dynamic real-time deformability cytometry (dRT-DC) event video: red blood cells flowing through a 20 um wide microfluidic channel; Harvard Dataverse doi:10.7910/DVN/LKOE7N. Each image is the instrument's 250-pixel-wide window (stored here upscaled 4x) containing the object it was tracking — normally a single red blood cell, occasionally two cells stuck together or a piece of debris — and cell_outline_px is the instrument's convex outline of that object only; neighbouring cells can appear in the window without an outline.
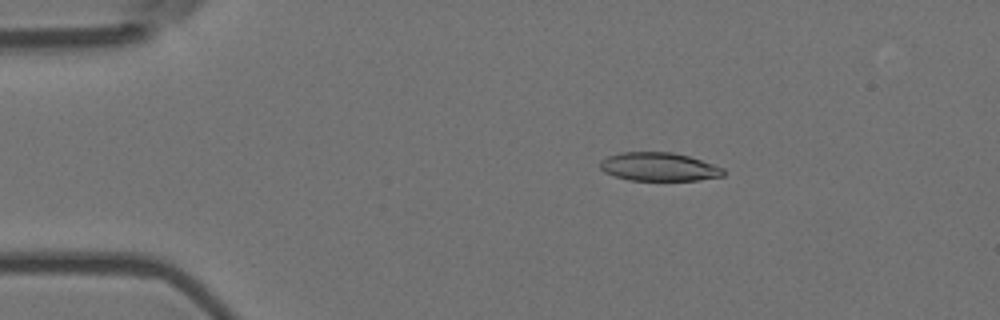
{"species": "Egyptian fruit bat (a non-hibernating species)", "species_latin": "Rousettus aegyptiacus", "temperature_condition": "room temperature", "stored_images_in_passage": 46, "camera_frame_rate_fps": 3000, "um_per_image_px": 0.085, "animal": {"sex": "female"}, "frame": {"image": 1, "passage_image": 1, "time_ms": 0.0, "image_size_px": [1000, 320], "cell_outline_px": [[724, 176], [696, 180], [628, 180], [604, 172], [600, 168], [600, 160], [608, 156], [620, 152], [672, 152], [688, 156], [724, 168]], "centroid_in_image_um": [55.98, 14.17], "position_along_channel_um": 29.0, "area_um2": 20.35}}
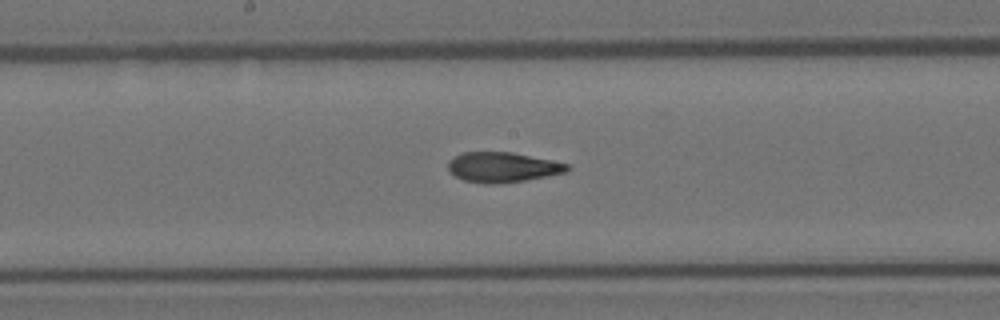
{"frame": {"image": 2, "passage_image": 20, "time_ms": 6.333, "image_size_px": [1000, 320], "cell_outline_px": [[572, 168], [568, 172], [548, 176], [524, 180], [492, 184], [484, 184], [464, 180], [456, 176], [448, 168], [448, 160], [464, 152], [512, 152], [552, 160], [568, 164]], "centroid_in_image_um": [42.76, 14.21], "position_along_channel_um": 205.4, "area_um2": 20.81}}
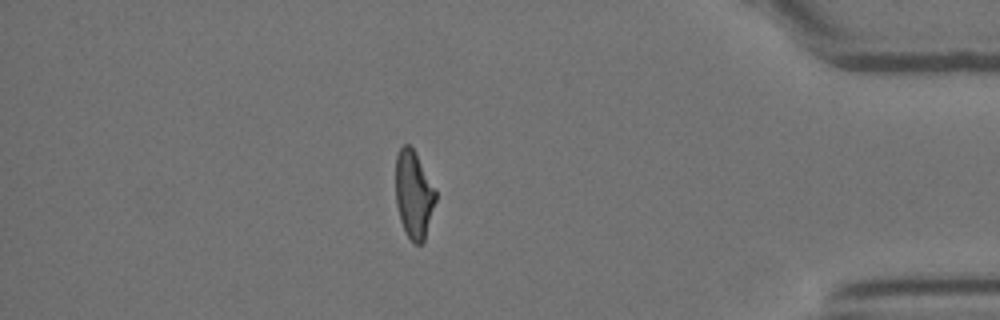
{"frame": {"image": 3, "passage_image": 39, "time_ms": 12.667, "image_size_px": [1000, 320], "cell_outline_px": [[436, 200], [424, 240], [420, 244], [412, 244], [400, 220], [396, 204], [396, 156], [400, 148], [404, 144], [408, 144], [416, 152], [436, 192]], "centroid_in_image_um": [35.16, 16.53], "position_along_channel_um": 400.0, "area_um2": 20.23}, "authors_computed_cell_mechanics": {"area_um2": 21.2126, "velocity_mm_per_s": 3.6791, "shape_relaxation_time_tau1_ms": 8.6884, "shape_relaxation_time_tau2_ms": 2.292, "deformation_change_tau1": 0.2347, "deformation_change_tau2": 0.0939}}